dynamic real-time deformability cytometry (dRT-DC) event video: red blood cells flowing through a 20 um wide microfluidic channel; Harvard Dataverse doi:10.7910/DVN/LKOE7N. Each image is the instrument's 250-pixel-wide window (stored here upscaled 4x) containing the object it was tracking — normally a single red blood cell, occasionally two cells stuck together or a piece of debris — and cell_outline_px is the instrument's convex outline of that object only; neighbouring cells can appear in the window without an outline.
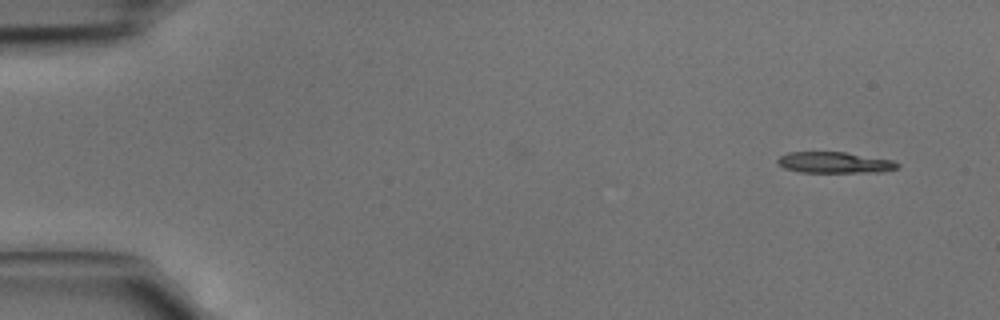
{"species": "common noctule bat (a hibernating species)", "species_latin": "Nyctalus noctula", "temperature_condition": "cold", "stored_images_in_passage": 2, "camera_frame_rate_fps": 3000, "um_per_image_px": 0.085, "animal": {"sex": "male", "body_mass_g": 15.6}, "frame": {"image": 1, "passage_image": 2, "time_ms": 0.333, "image_size_px": [1000, 320], "cell_outline_px": [[900, 168], [884, 172], [800, 172], [784, 168], [776, 164], [776, 160], [780, 156], [788, 152], [844, 152], [892, 160], [900, 164]], "centroid_in_image_um": [70.94, 13.82], "position_along_channel_um": 14.1, "area_um2": 14.85}}